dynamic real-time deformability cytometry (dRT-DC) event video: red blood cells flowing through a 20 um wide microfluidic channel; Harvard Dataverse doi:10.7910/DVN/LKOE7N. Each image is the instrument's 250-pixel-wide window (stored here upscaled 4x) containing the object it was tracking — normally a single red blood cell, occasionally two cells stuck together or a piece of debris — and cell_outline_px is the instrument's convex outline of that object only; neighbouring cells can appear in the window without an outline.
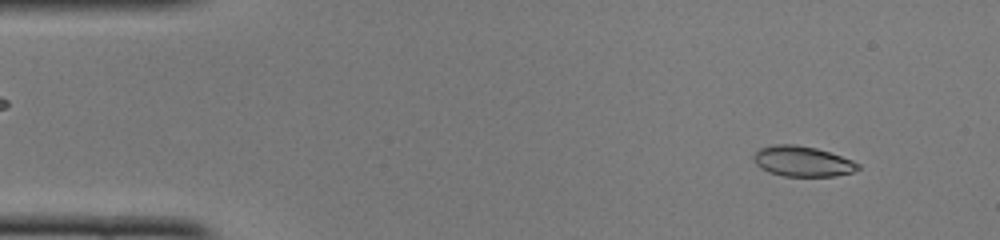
{"species": "common noctule bat (a hibernating species)", "species_latin": "Nyctalus noctula", "temperature_condition": "cold", "stored_images_in_passage": 48, "camera_frame_rate_fps": 3000, "um_per_image_px": 0.085, "animal": {"sex": "female", "body_mass_g": 22.0, "forearm_length_mm": 56.7}, "frame": {"image": 1, "passage_image": 4, "time_ms": 1.0, "image_size_px": [1000, 240], "cell_outline_px": [[860, 168], [852, 172], [836, 176], [784, 176], [768, 172], [760, 168], [752, 160], [752, 156], [760, 148], [776, 144], [796, 144], [816, 148], [852, 160], [860, 164]], "centroid_in_image_um": [68.18, 13.71], "position_along_channel_um": 16.8, "area_um2": 18.5}}
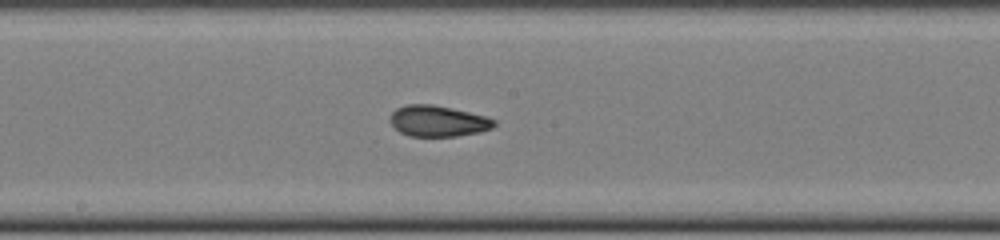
{"frame": {"image": 2, "passage_image": 25, "time_ms": 8.0, "image_size_px": [1000, 240], "cell_outline_px": [[496, 124], [492, 128], [480, 132], [456, 136], [408, 136], [400, 132], [392, 124], [392, 112], [396, 108], [408, 104], [432, 104], [468, 112], [484, 116], [496, 120]], "centroid_in_image_um": [37.24, 10.29], "position_along_channel_um": 211.0, "area_um2": 18.55}}
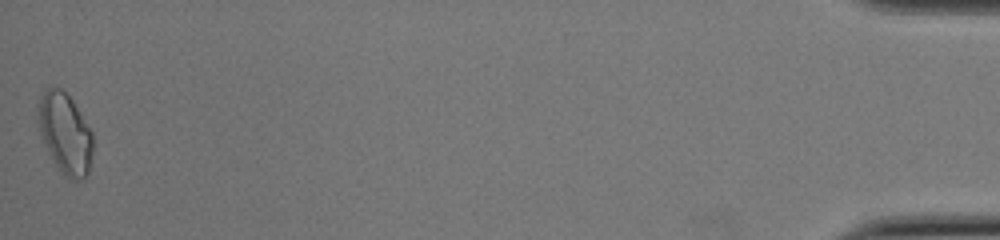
{"frame": {"image": 3, "passage_image": 48, "time_ms": 15.667, "image_size_px": [1000, 240], "cell_outline_px": [[92, 152], [88, 172], [84, 180], [68, 180], [60, 172], [48, 152], [40, 132], [36, 120], [36, 104], [40, 96], [48, 88], [60, 88], [72, 100], [92, 132]], "centroid_in_image_um": [5.5, 11.36], "position_along_channel_um": 429.7, "area_um2": 25.89}, "authors_computed_cell_mechanics": {"area_um2": 18.9006, "velocity_mm_per_s": 4.0946, "shape_relaxation_time_tau1_ms": null, "shape_relaxation_time_tau2_ms": 1.8727, "deformation_change_tau1": null, "deformation_change_tau2": 0.0619}}